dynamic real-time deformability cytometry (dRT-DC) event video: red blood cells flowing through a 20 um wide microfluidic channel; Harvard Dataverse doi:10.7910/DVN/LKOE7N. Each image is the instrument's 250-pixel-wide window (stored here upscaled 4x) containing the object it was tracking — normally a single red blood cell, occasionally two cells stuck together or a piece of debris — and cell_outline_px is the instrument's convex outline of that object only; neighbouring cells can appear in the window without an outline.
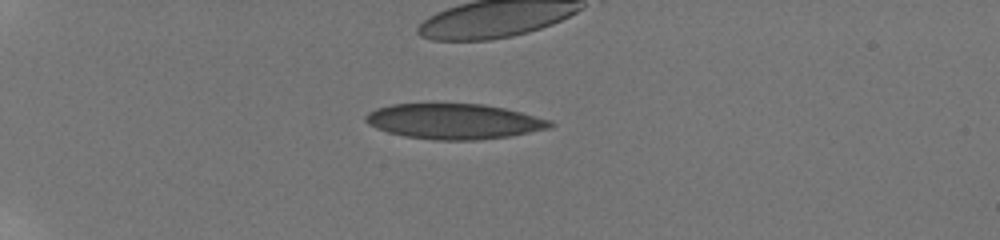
{"species": "human", "species_latin": "Homo sapiens", "temperature_condition": "room temperature", "stored_images_in_passage": 56, "camera_frame_rate_fps": 3000, "um_per_image_px": 0.085, "donor": {"sex": "male"}, "frame": {"image": 1, "passage_image": 17, "time_ms": 5.333, "image_size_px": [1000, 240], "cell_outline_px": [[556, 124], [552, 128], [508, 136], [476, 140], [432, 140], [404, 136], [388, 132], [376, 128], [368, 124], [364, 120], [364, 116], [368, 112], [376, 108], [392, 104], [484, 104], [504, 108], [552, 120]], "centroid_in_image_um": [38.59, 10.32], "position_along_channel_um": 46.4, "area_um2": 38.09}, "authors_computed_cell_mechanics": {"area_um2": 38.1769, "velocity_mm_per_s": 3.894, "shape_relaxation_time_tau1_ms": null, "shape_relaxation_time_tau2_ms": 3.2763, "deformation_change_tau1": null, "deformation_change_tau2": 0.1411}}